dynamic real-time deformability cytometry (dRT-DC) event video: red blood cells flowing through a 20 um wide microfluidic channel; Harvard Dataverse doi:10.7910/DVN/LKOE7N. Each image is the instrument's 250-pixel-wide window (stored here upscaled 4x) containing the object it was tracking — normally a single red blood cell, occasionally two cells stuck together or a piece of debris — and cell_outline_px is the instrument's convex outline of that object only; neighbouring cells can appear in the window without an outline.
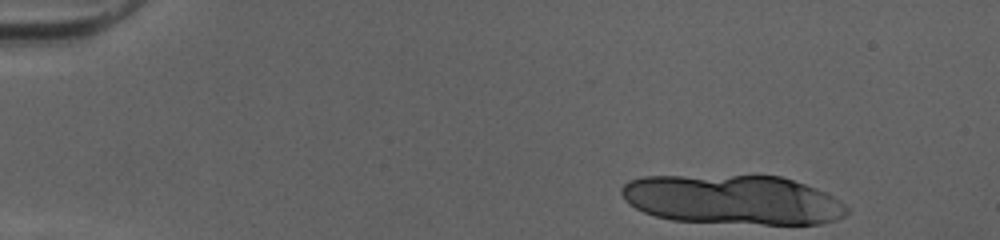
{"species": "human", "species_latin": "Homo sapiens", "temperature_condition": "cold", "stored_images_in_passage": 11, "camera_frame_rate_fps": 3000, "um_per_image_px": 0.085, "donor": {"sex": "female"}, "frame": {"image": 1, "passage_image": 1, "time_ms": 0.0, "image_size_px": [1000, 240], "cell_outline_px": [[848, 212], [844, 216], [836, 220], [820, 224], [764, 224], [672, 220], [656, 216], [644, 212], [628, 204], [624, 200], [620, 192], [620, 188], [628, 180], [644, 176], [780, 176], [816, 188], [840, 200], [848, 208]], "centroid_in_image_um": [62.26, 16.98], "position_along_channel_um": 22.7, "area_um2": 65.03}}